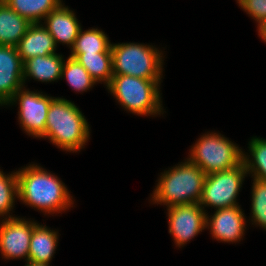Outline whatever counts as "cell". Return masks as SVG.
I'll use <instances>...</instances> for the list:
<instances>
[{
  "mask_svg": "<svg viewBox=\"0 0 266 266\" xmlns=\"http://www.w3.org/2000/svg\"><path fill=\"white\" fill-rule=\"evenodd\" d=\"M248 176L244 162L232 169L206 175L199 205L215 210L239 205L237 197L245 177Z\"/></svg>",
  "mask_w": 266,
  "mask_h": 266,
  "instance_id": "52a82bcc",
  "label": "cell"
},
{
  "mask_svg": "<svg viewBox=\"0 0 266 266\" xmlns=\"http://www.w3.org/2000/svg\"><path fill=\"white\" fill-rule=\"evenodd\" d=\"M41 22L50 35L54 38L56 46L65 44L72 48L81 30L73 10L62 2L56 9L51 11Z\"/></svg>",
  "mask_w": 266,
  "mask_h": 266,
  "instance_id": "4fadbf2b",
  "label": "cell"
},
{
  "mask_svg": "<svg viewBox=\"0 0 266 266\" xmlns=\"http://www.w3.org/2000/svg\"><path fill=\"white\" fill-rule=\"evenodd\" d=\"M206 174L188 159L164 170L158 178L150 201L153 204H194L201 201Z\"/></svg>",
  "mask_w": 266,
  "mask_h": 266,
  "instance_id": "3957f363",
  "label": "cell"
},
{
  "mask_svg": "<svg viewBox=\"0 0 266 266\" xmlns=\"http://www.w3.org/2000/svg\"><path fill=\"white\" fill-rule=\"evenodd\" d=\"M242 150L224 135L207 132L191 147L187 159L208 175L239 165L242 162Z\"/></svg>",
  "mask_w": 266,
  "mask_h": 266,
  "instance_id": "8992f818",
  "label": "cell"
},
{
  "mask_svg": "<svg viewBox=\"0 0 266 266\" xmlns=\"http://www.w3.org/2000/svg\"><path fill=\"white\" fill-rule=\"evenodd\" d=\"M58 231L37 223L32 230L28 261L50 264L58 246Z\"/></svg>",
  "mask_w": 266,
  "mask_h": 266,
  "instance_id": "2e32d148",
  "label": "cell"
},
{
  "mask_svg": "<svg viewBox=\"0 0 266 266\" xmlns=\"http://www.w3.org/2000/svg\"><path fill=\"white\" fill-rule=\"evenodd\" d=\"M70 53H111V42L107 34L98 28L80 30Z\"/></svg>",
  "mask_w": 266,
  "mask_h": 266,
  "instance_id": "ffe728a7",
  "label": "cell"
},
{
  "mask_svg": "<svg viewBox=\"0 0 266 266\" xmlns=\"http://www.w3.org/2000/svg\"><path fill=\"white\" fill-rule=\"evenodd\" d=\"M248 143L250 155L243 151L242 156L247 174L266 182V139L255 136Z\"/></svg>",
  "mask_w": 266,
  "mask_h": 266,
  "instance_id": "44dd1931",
  "label": "cell"
},
{
  "mask_svg": "<svg viewBox=\"0 0 266 266\" xmlns=\"http://www.w3.org/2000/svg\"><path fill=\"white\" fill-rule=\"evenodd\" d=\"M22 62L35 56L56 53L57 46L42 23H32L16 46Z\"/></svg>",
  "mask_w": 266,
  "mask_h": 266,
  "instance_id": "5bb4252c",
  "label": "cell"
},
{
  "mask_svg": "<svg viewBox=\"0 0 266 266\" xmlns=\"http://www.w3.org/2000/svg\"><path fill=\"white\" fill-rule=\"evenodd\" d=\"M23 62L16 47L0 45V105L5 106L24 86Z\"/></svg>",
  "mask_w": 266,
  "mask_h": 266,
  "instance_id": "7c38bea8",
  "label": "cell"
},
{
  "mask_svg": "<svg viewBox=\"0 0 266 266\" xmlns=\"http://www.w3.org/2000/svg\"><path fill=\"white\" fill-rule=\"evenodd\" d=\"M258 35L266 43V22L260 26L258 29Z\"/></svg>",
  "mask_w": 266,
  "mask_h": 266,
  "instance_id": "484cf974",
  "label": "cell"
},
{
  "mask_svg": "<svg viewBox=\"0 0 266 266\" xmlns=\"http://www.w3.org/2000/svg\"><path fill=\"white\" fill-rule=\"evenodd\" d=\"M31 24L0 0V45L16 47Z\"/></svg>",
  "mask_w": 266,
  "mask_h": 266,
  "instance_id": "e0dca14e",
  "label": "cell"
},
{
  "mask_svg": "<svg viewBox=\"0 0 266 266\" xmlns=\"http://www.w3.org/2000/svg\"><path fill=\"white\" fill-rule=\"evenodd\" d=\"M65 58L58 53L35 56L23 62L24 86L30 78L40 82H54L61 79Z\"/></svg>",
  "mask_w": 266,
  "mask_h": 266,
  "instance_id": "9a60e30c",
  "label": "cell"
},
{
  "mask_svg": "<svg viewBox=\"0 0 266 266\" xmlns=\"http://www.w3.org/2000/svg\"><path fill=\"white\" fill-rule=\"evenodd\" d=\"M251 198V223L266 230V182L253 178Z\"/></svg>",
  "mask_w": 266,
  "mask_h": 266,
  "instance_id": "cb8c5ba5",
  "label": "cell"
},
{
  "mask_svg": "<svg viewBox=\"0 0 266 266\" xmlns=\"http://www.w3.org/2000/svg\"><path fill=\"white\" fill-rule=\"evenodd\" d=\"M90 129L85 116L74 102L55 97L48 109L46 131L40 138L48 139L61 150L76 153L90 139Z\"/></svg>",
  "mask_w": 266,
  "mask_h": 266,
  "instance_id": "7a4b0ae2",
  "label": "cell"
},
{
  "mask_svg": "<svg viewBox=\"0 0 266 266\" xmlns=\"http://www.w3.org/2000/svg\"><path fill=\"white\" fill-rule=\"evenodd\" d=\"M97 83L107 86L113 76L112 53H71Z\"/></svg>",
  "mask_w": 266,
  "mask_h": 266,
  "instance_id": "ac0fdd59",
  "label": "cell"
},
{
  "mask_svg": "<svg viewBox=\"0 0 266 266\" xmlns=\"http://www.w3.org/2000/svg\"><path fill=\"white\" fill-rule=\"evenodd\" d=\"M162 50L143 43H111L113 75H130L162 81Z\"/></svg>",
  "mask_w": 266,
  "mask_h": 266,
  "instance_id": "5b68a950",
  "label": "cell"
},
{
  "mask_svg": "<svg viewBox=\"0 0 266 266\" xmlns=\"http://www.w3.org/2000/svg\"><path fill=\"white\" fill-rule=\"evenodd\" d=\"M63 77L72 90L77 93L87 92L97 84L88 71L75 58L70 56L63 63L61 79H64Z\"/></svg>",
  "mask_w": 266,
  "mask_h": 266,
  "instance_id": "7402d4cb",
  "label": "cell"
},
{
  "mask_svg": "<svg viewBox=\"0 0 266 266\" xmlns=\"http://www.w3.org/2000/svg\"><path fill=\"white\" fill-rule=\"evenodd\" d=\"M25 266H50V264L33 263L28 261Z\"/></svg>",
  "mask_w": 266,
  "mask_h": 266,
  "instance_id": "4316f807",
  "label": "cell"
},
{
  "mask_svg": "<svg viewBox=\"0 0 266 266\" xmlns=\"http://www.w3.org/2000/svg\"><path fill=\"white\" fill-rule=\"evenodd\" d=\"M16 198H18L16 171L11 174H5L0 169V219L17 217L11 213Z\"/></svg>",
  "mask_w": 266,
  "mask_h": 266,
  "instance_id": "603a6c76",
  "label": "cell"
},
{
  "mask_svg": "<svg viewBox=\"0 0 266 266\" xmlns=\"http://www.w3.org/2000/svg\"><path fill=\"white\" fill-rule=\"evenodd\" d=\"M54 98L40 91H30L23 86L7 106L18 104V122L21 129L27 135L40 139L46 131L47 113Z\"/></svg>",
  "mask_w": 266,
  "mask_h": 266,
  "instance_id": "ba28073f",
  "label": "cell"
},
{
  "mask_svg": "<svg viewBox=\"0 0 266 266\" xmlns=\"http://www.w3.org/2000/svg\"><path fill=\"white\" fill-rule=\"evenodd\" d=\"M167 214L169 234L179 248L206 229L207 212L198 203L168 207Z\"/></svg>",
  "mask_w": 266,
  "mask_h": 266,
  "instance_id": "9c48e42d",
  "label": "cell"
},
{
  "mask_svg": "<svg viewBox=\"0 0 266 266\" xmlns=\"http://www.w3.org/2000/svg\"><path fill=\"white\" fill-rule=\"evenodd\" d=\"M238 5L257 23V29L266 22V0H236Z\"/></svg>",
  "mask_w": 266,
  "mask_h": 266,
  "instance_id": "d4e9b609",
  "label": "cell"
},
{
  "mask_svg": "<svg viewBox=\"0 0 266 266\" xmlns=\"http://www.w3.org/2000/svg\"><path fill=\"white\" fill-rule=\"evenodd\" d=\"M17 173L18 200L44 215L65 212L73 207L74 199L67 186L55 174L38 164H29Z\"/></svg>",
  "mask_w": 266,
  "mask_h": 266,
  "instance_id": "6da1fadb",
  "label": "cell"
},
{
  "mask_svg": "<svg viewBox=\"0 0 266 266\" xmlns=\"http://www.w3.org/2000/svg\"><path fill=\"white\" fill-rule=\"evenodd\" d=\"M246 223V216L240 205L216 209L213 215H206V228L210 229L212 238L223 243L243 240Z\"/></svg>",
  "mask_w": 266,
  "mask_h": 266,
  "instance_id": "8fae6325",
  "label": "cell"
},
{
  "mask_svg": "<svg viewBox=\"0 0 266 266\" xmlns=\"http://www.w3.org/2000/svg\"><path fill=\"white\" fill-rule=\"evenodd\" d=\"M0 253L2 259H24L28 262L30 240L35 220L13 217L0 220Z\"/></svg>",
  "mask_w": 266,
  "mask_h": 266,
  "instance_id": "30bf717a",
  "label": "cell"
},
{
  "mask_svg": "<svg viewBox=\"0 0 266 266\" xmlns=\"http://www.w3.org/2000/svg\"><path fill=\"white\" fill-rule=\"evenodd\" d=\"M4 3L17 12L20 16L28 19L31 23H41L42 20L54 9L62 0H3Z\"/></svg>",
  "mask_w": 266,
  "mask_h": 266,
  "instance_id": "d6986e66",
  "label": "cell"
},
{
  "mask_svg": "<svg viewBox=\"0 0 266 266\" xmlns=\"http://www.w3.org/2000/svg\"><path fill=\"white\" fill-rule=\"evenodd\" d=\"M161 83L130 75H113L106 88L124 110L153 117L166 112L162 106Z\"/></svg>",
  "mask_w": 266,
  "mask_h": 266,
  "instance_id": "277c9868",
  "label": "cell"
}]
</instances>
